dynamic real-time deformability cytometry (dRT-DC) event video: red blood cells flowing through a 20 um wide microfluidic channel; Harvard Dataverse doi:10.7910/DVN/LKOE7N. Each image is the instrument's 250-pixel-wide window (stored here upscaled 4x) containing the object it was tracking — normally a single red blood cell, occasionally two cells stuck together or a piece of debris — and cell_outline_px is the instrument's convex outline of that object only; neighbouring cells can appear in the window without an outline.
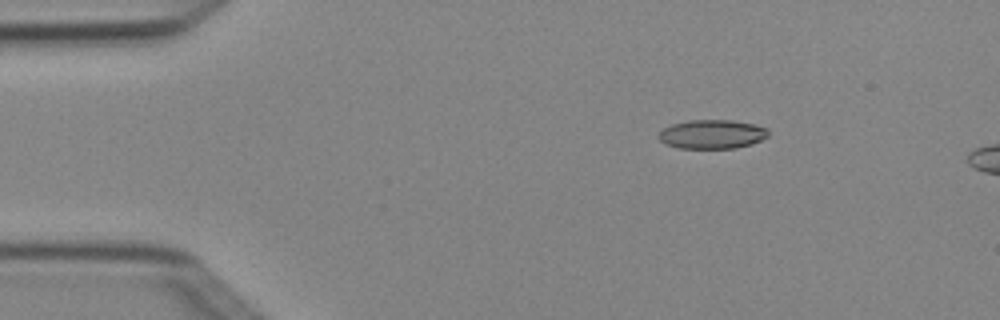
{"species": "Egyptian fruit bat (a non-hibernating species)", "species_latin": "Rousettus aegyptiacus", "temperature_condition": "cold", "stored_images_in_passage": 4, "camera_frame_rate_fps": 3000, "um_per_image_px": 0.085, "animal": {"sex": "female"}, "frame": {"image": 1, "passage_image": 3, "time_ms": 0.667, "image_size_px": [1000, 320], "cell_outline_px": [[768, 136], [752, 144], [736, 148], [680, 148], [664, 144], [656, 136], [664, 128], [672, 124], [688, 120], [732, 120], [756, 124], [768, 128]], "centroid_in_image_um": [60.53, 11.4], "position_along_channel_um": 24.5, "area_um2": 18.67}}